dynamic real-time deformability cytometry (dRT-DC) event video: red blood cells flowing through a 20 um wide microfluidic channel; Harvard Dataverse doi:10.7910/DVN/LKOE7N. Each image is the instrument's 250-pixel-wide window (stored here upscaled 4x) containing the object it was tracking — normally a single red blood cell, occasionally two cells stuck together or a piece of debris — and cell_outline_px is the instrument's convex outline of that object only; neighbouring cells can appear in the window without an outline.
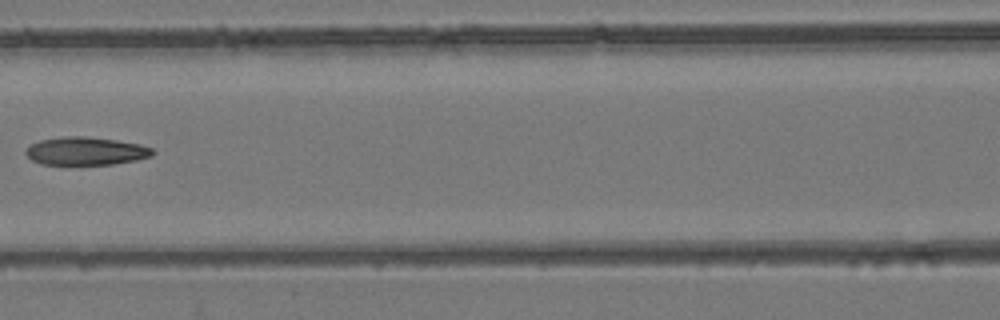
{"species": "common noctule bat (a hibernating species)", "species_latin": "Nyctalus noctula", "temperature_condition": "room temperature", "stored_images_in_passage": 4, "camera_frame_rate_fps": 3000, "um_per_image_px": 0.085, "animal": {"sex": "female", "body_mass_g": 24.6, "forearm_length_mm": 56.2}, "frame": {"image": 1, "passage_image": 3, "time_ms": 2.333, "image_size_px": [1000, 320], "cell_outline_px": [[156, 152], [152, 156], [136, 160], [112, 164], [40, 164], [32, 160], [24, 152], [32, 144], [40, 140], [64, 136], [84, 136], [116, 140], [140, 144], [152, 148]], "centroid_in_image_um": [7.32, 12.84], "position_along_channel_um": 159.3, "area_um2": 20.63}}
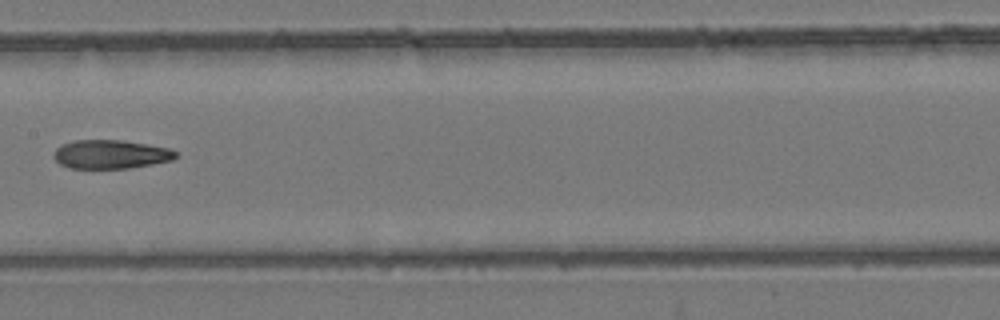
{"frame": {"image": 2, "passage_image": 4, "time_ms": 3.333, "image_size_px": [1000, 320], "cell_outline_px": [[180, 156], [172, 160], [152, 164], [128, 168], [68, 168], [60, 164], [52, 156], [56, 148], [60, 144], [72, 140], [124, 140], [168, 148], [176, 152]], "centroid_in_image_um": [9.38, 13.11], "position_along_channel_um": 198.0, "area_um2": 20.58}}